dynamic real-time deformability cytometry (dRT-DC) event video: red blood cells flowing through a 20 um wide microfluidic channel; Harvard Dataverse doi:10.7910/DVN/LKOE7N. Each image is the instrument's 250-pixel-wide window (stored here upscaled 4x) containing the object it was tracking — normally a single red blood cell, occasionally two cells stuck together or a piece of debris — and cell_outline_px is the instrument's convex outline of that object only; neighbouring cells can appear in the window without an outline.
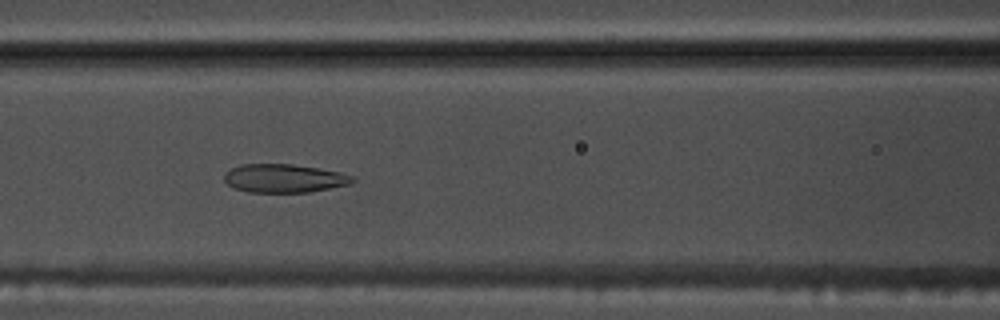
{"species": "common noctule bat (a hibernating species)", "species_latin": "Nyctalus noctula", "temperature_condition": "warm", "stored_images_in_passage": 43, "camera_frame_rate_fps": 3000, "um_per_image_px": 0.085, "animal": {"sex": "male", "body_mass_g": 17.5, "forearm_length_mm": 52.3}, "frame": {"image": 1, "passage_image": 13, "time_ms": 4.0, "image_size_px": [1000, 320], "cell_outline_px": [[356, 180], [348, 184], [308, 192], [248, 192], [236, 188], [228, 184], [224, 180], [224, 172], [240, 164], [292, 164], [320, 168], [340, 172], [356, 176]], "centroid_in_image_um": [24.16, 15.14], "position_along_channel_um": 142.4, "area_um2": 21.27}}
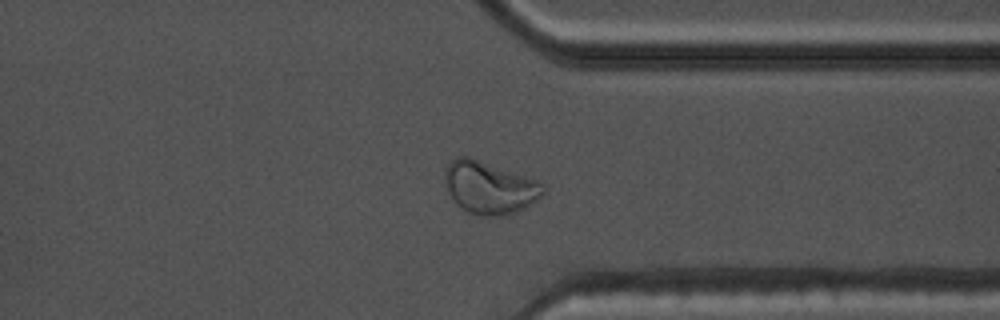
{"frame": {"image": 2, "passage_image": 31, "time_ms": 10.0, "image_size_px": [1000, 320], "cell_outline_px": [[544, 192], [532, 204], [516, 212], [496, 216], [480, 216], [468, 212], [456, 204], [448, 192], [444, 180], [444, 172], [448, 164], [456, 156], [468, 156], [528, 176], [544, 184]], "centroid_in_image_um": [41.59, 15.93], "position_along_channel_um": 369.8, "area_um2": 30.11}}
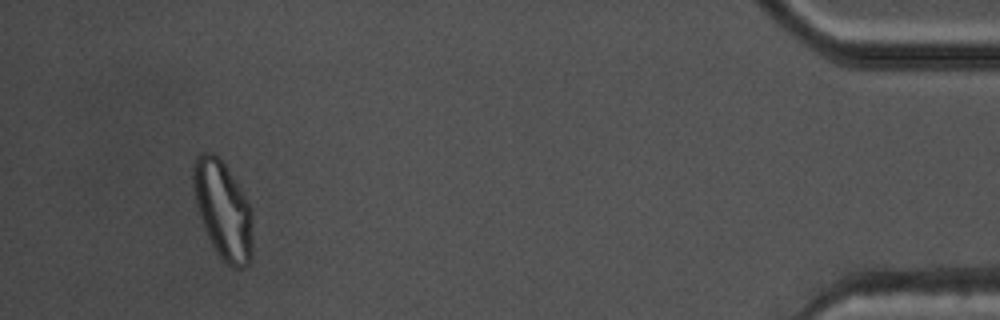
{"frame": {"image": 3, "passage_image": 40, "time_ms": 13.0, "image_size_px": [1000, 320], "cell_outline_px": [[252, 256], [248, 264], [244, 268], [236, 268], [228, 264], [220, 256], [212, 244], [204, 228], [196, 204], [192, 176], [192, 168], [196, 156], [200, 152], [212, 152], [224, 164], [252, 208]], "centroid_in_image_um": [18.96, 17.85], "position_along_channel_um": 416.2, "area_um2": 33.52}, "authors_computed_cell_mechanics": {"area_um2": 24.276, "velocity_mm_per_s": 3.8161, "shape_relaxation_time_tau1_ms": null, "shape_relaxation_time_tau2_ms": 1.8214, "deformation_change_tau1": null, "deformation_change_tau2": 0.0854}}